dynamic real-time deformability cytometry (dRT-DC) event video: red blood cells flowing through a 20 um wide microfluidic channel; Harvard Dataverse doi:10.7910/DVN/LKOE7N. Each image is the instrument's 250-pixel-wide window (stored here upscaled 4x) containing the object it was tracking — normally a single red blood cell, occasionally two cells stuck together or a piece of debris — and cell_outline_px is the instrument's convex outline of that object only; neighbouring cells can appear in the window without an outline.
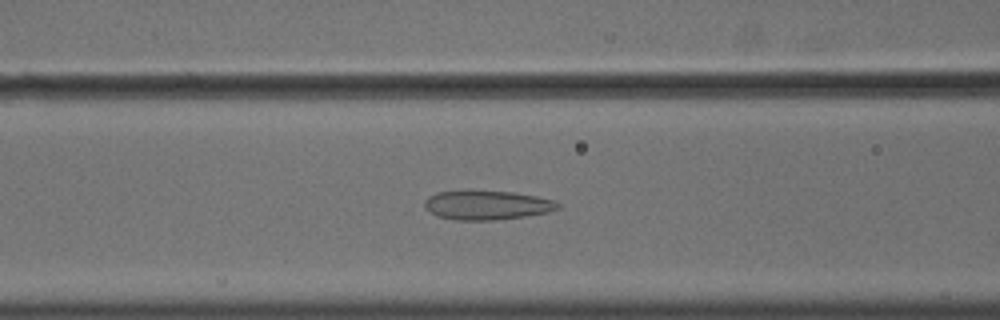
{"species": "common noctule bat (a hibernating species)", "species_latin": "Nyctalus noctula", "temperature_condition": "cold", "stored_images_in_passage": 56, "camera_frame_rate_fps": 3000, "um_per_image_px": 0.085, "animal": {"sex": "male", "body_mass_g": 18.8}, "frame": {"image": 1, "passage_image": 24, "time_ms": 7.667, "image_size_px": [1000, 320], "cell_outline_px": [[560, 208], [548, 212], [524, 216], [492, 220], [456, 220], [436, 216], [428, 212], [424, 208], [424, 200], [428, 196], [436, 192], [468, 188], [512, 192], [536, 196], [552, 200], [560, 204]], "centroid_in_image_um": [41.29, 17.4], "position_along_channel_um": 125.3, "area_um2": 23.41}}
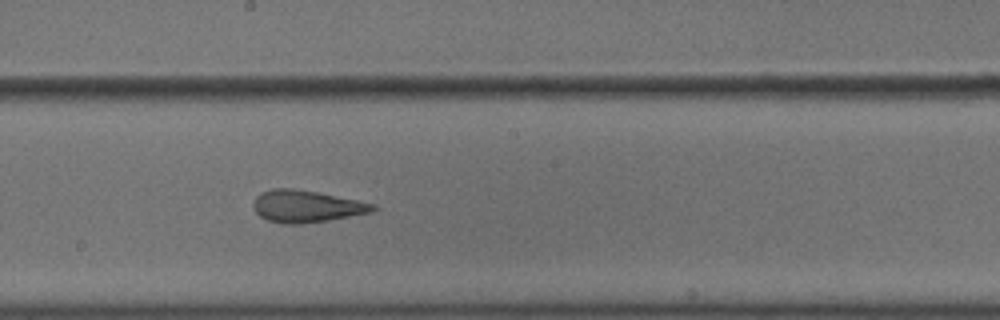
{"frame": {"image": 2, "passage_image": 32, "time_ms": 10.333, "image_size_px": [1000, 320], "cell_outline_px": [[376, 208], [372, 212], [328, 220], [300, 224], [284, 224], [268, 220], [260, 216], [252, 208], [252, 204], [256, 196], [260, 192], [272, 188], [292, 188], [316, 192], [376, 204]], "centroid_in_image_um": [25.99, 17.53], "position_along_channel_um": 222.2, "area_um2": 22.25}}
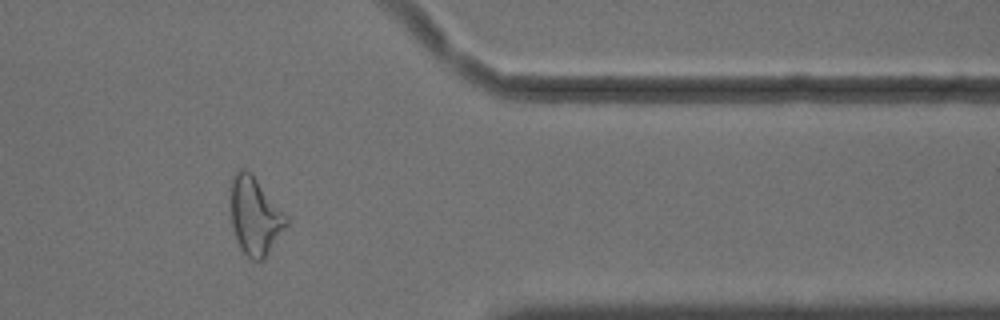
{"frame": {"image": 3, "passage_image": 47, "time_ms": 15.333, "image_size_px": [1000, 320], "cell_outline_px": [[288, 224], [264, 260], [252, 260], [240, 248], [236, 240], [232, 224], [232, 176], [240, 168], [244, 168], [252, 172], [288, 216]], "centroid_in_image_um": [21.7, 18.35], "position_along_channel_um": 389.7, "area_um2": 25.2}, "authors_computed_cell_mechanics": {"area_um2": 25.6343, "velocity_mm_per_s": 3.6191, "shape_relaxation_time_tau1_ms": null, "shape_relaxation_time_tau2_ms": 1.5253, "deformation_change_tau1": null, "deformation_change_tau2": 0.0975}}